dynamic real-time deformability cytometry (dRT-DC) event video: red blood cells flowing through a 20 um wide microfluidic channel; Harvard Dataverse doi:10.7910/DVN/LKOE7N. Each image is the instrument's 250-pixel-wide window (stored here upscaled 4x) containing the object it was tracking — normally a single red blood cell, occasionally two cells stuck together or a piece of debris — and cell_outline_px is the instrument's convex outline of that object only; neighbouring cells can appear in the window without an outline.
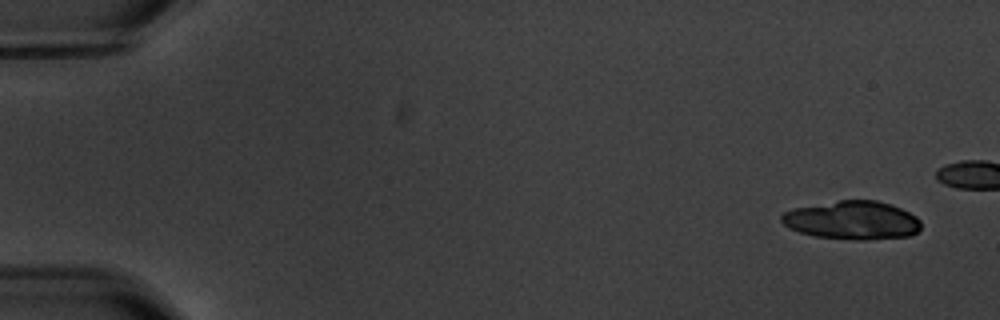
{"species": "common noctule bat (a hibernating species)", "species_latin": "Nyctalus noctula", "temperature_condition": "warm", "stored_images_in_passage": 7, "camera_frame_rate_fps": 3000, "um_per_image_px": 0.085, "animal": {"sex": "male", "body_mass_g": 20.1, "forearm_length_mm": 53.5}, "frame": {"image": 1, "passage_image": 1, "time_ms": 0.0, "image_size_px": [1000, 320], "cell_outline_px": [[920, 228], [916, 232], [908, 236], [864, 240], [856, 240], [816, 236], [800, 232], [788, 228], [780, 220], [780, 216], [784, 212], [792, 208], [840, 200], [876, 200], [892, 204], [916, 216], [920, 220]], "centroid_in_image_um": [72.42, 18.71], "position_along_channel_um": 12.6, "area_um2": 31.27}}